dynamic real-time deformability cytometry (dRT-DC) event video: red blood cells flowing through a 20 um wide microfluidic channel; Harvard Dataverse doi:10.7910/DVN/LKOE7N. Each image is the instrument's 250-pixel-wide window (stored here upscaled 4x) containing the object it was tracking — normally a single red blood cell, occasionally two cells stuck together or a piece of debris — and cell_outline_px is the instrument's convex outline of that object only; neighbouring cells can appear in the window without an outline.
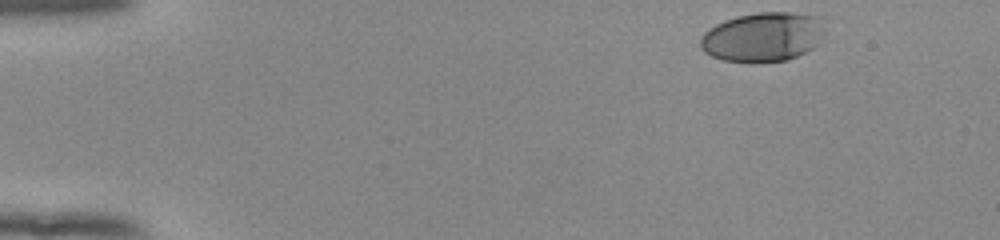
{"species": "human", "species_latin": "Homo sapiens", "temperature_condition": "room temperature", "stored_images_in_passage": 48, "camera_frame_rate_fps": 3000, "um_per_image_px": 0.085, "donor": {"sex": "female"}, "frame": {"image": 1, "passage_image": 1, "time_ms": 0.0, "image_size_px": [1000, 240], "cell_outline_px": [[828, 32], [812, 48], [788, 60], [756, 64], [748, 64], [724, 60], [712, 56], [704, 52], [700, 48], [700, 36], [708, 28], [724, 20], [736, 16], [756, 12], [792, 12], [820, 16]], "centroid_in_image_um": [64.85, 3.15], "position_along_channel_um": 20.1, "area_um2": 36.82}}
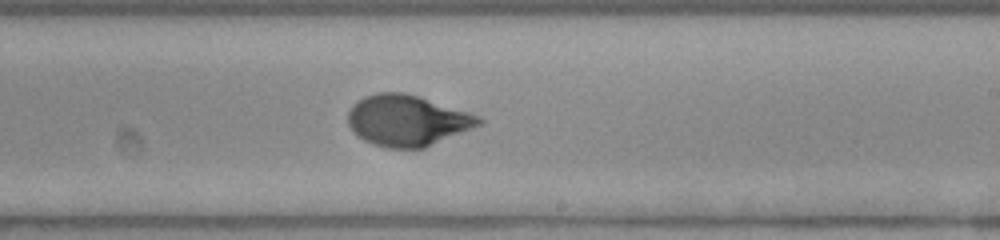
{"frame": {"image": 2, "passage_image": 28, "time_ms": 9.0, "image_size_px": [1000, 240], "cell_outline_px": [[484, 124], [424, 148], [388, 148], [372, 144], [364, 140], [348, 124], [348, 112], [352, 104], [364, 96], [376, 92], [404, 92], [468, 112], [480, 116], [484, 120]], "centroid_in_image_um": [34.63, 10.24], "position_along_channel_um": 254.4, "area_um2": 38.78}}
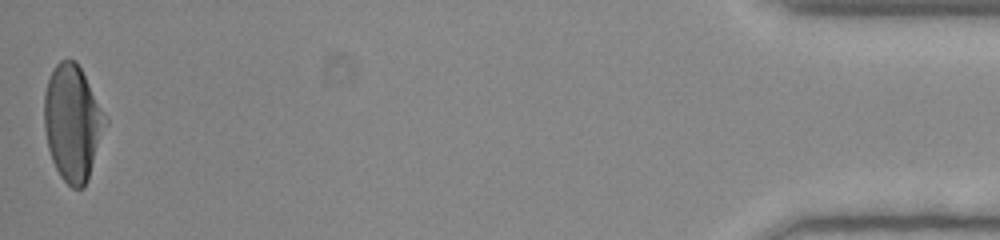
{"frame": {"image": 3, "passage_image": 48, "time_ms": 15.667, "image_size_px": [1000, 240], "cell_outline_px": [[108, 124], [88, 180], [84, 188], [72, 188], [60, 176], [52, 160], [48, 148], [44, 128], [44, 92], [48, 80], [56, 64], [60, 60], [76, 60], [108, 120]], "centroid_in_image_um": [6.18, 10.47], "position_along_channel_um": 429.0, "area_um2": 41.33}, "authors_computed_cell_mechanics": {"area_um2": 37.6567, "velocity_mm_per_s": 3.8791, "shape_relaxation_time_tau1_ms": 3.5432, "shape_relaxation_time_tau2_ms": null, "deformation_change_tau1": 0.2055, "deformation_change_tau2": null}}